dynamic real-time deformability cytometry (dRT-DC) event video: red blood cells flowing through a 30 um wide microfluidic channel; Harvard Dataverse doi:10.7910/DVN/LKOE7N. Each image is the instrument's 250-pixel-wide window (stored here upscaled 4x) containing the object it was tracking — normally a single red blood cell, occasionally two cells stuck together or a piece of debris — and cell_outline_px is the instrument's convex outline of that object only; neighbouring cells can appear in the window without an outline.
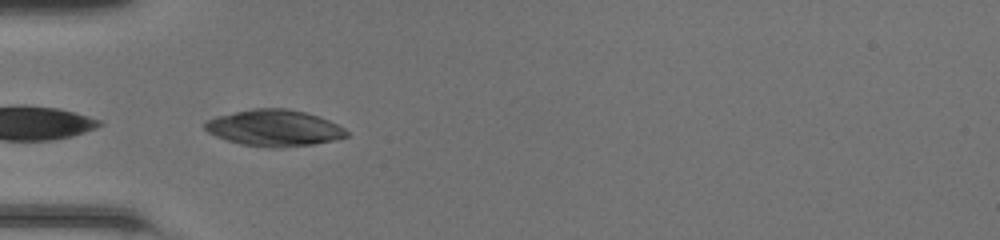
{"species": "common noctule bat (a hibernating species)", "species_latin": "Nyctalus noctula", "temperature_condition": "room temperature", "stored_images_in_passage": 29, "camera_frame_rate_fps": 3000, "um_per_image_px": 0.085, "animal": {"sex": "female", "body_mass_g": 20.0, "forearm_length_mm": 54.0}, "frame": {"image": 1, "passage_image": 1, "time_ms": 0.0, "image_size_px": [1000, 240], "cell_outline_px": [[348, 136], [336, 140], [312, 144], [280, 148], [268, 148], [240, 144], [216, 136], [208, 132], [204, 128], [204, 124], [208, 120], [216, 116], [252, 108], [284, 108], [304, 112], [328, 120], [344, 128], [348, 132]], "centroid_in_image_um": [23.3, 10.89], "position_along_channel_um": 61.7, "area_um2": 29.94}}